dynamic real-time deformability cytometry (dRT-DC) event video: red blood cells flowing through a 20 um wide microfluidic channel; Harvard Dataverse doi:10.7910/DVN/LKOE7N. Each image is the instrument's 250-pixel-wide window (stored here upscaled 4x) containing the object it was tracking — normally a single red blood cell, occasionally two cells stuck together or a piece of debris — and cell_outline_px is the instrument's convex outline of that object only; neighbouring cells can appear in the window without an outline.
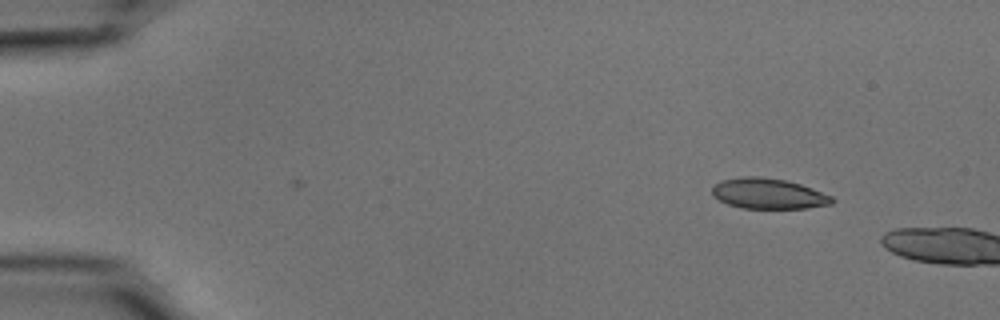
{"species": "common noctule bat (a hibernating species)", "species_latin": "Nyctalus noctula", "temperature_condition": "cold", "stored_images_in_passage": 3, "camera_frame_rate_fps": 3000, "um_per_image_px": 0.085, "animal": {"sex": "male", "body_mass_g": 15.6}, "frame": {"image": 1, "passage_image": 3, "time_ms": 0.667, "image_size_px": [1000, 320], "cell_outline_px": [[836, 200], [832, 204], [808, 208], [744, 208], [728, 204], [712, 196], [712, 184], [724, 180], [740, 176], [760, 176], [784, 180], [800, 184], [812, 188], [832, 196]], "centroid_in_image_um": [65.31, 16.45], "position_along_channel_um": 19.7, "area_um2": 21.39}}